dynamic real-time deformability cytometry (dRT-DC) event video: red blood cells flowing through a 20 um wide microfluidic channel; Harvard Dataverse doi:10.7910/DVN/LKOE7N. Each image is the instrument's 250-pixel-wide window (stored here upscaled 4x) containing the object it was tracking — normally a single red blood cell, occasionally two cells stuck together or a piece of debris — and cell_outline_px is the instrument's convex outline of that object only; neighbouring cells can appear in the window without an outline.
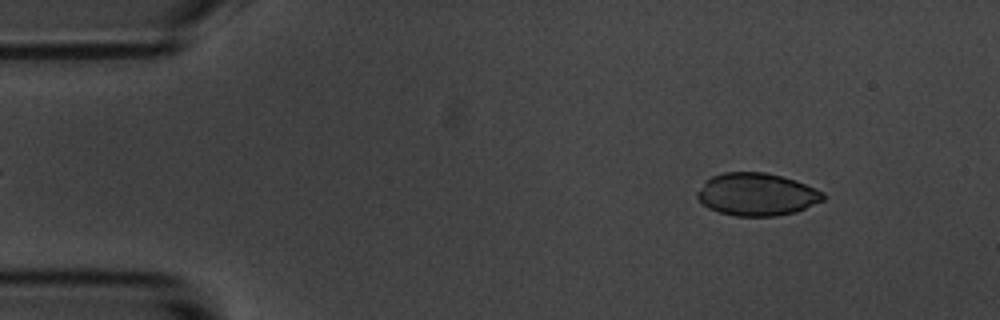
{"species": "common noctule bat (a hibernating species)", "species_latin": "Nyctalus noctula", "temperature_condition": "room temperature", "stored_images_in_passage": 56, "camera_frame_rate_fps": 3000, "um_per_image_px": 0.085, "animal": {"sex": "male", "body_mass_g": 20.1, "forearm_length_mm": 53.5}, "frame": {"image": 1, "passage_image": 6, "time_ms": 1.667, "image_size_px": [1000, 320], "cell_outline_px": [[824, 200], [796, 212], [776, 216], [736, 216], [720, 212], [708, 208], [696, 196], [696, 192], [704, 180], [712, 176], [724, 172], [764, 172], [796, 180], [824, 192]], "centroid_in_image_um": [64.31, 16.52], "position_along_channel_um": 20.7, "area_um2": 31.33}}